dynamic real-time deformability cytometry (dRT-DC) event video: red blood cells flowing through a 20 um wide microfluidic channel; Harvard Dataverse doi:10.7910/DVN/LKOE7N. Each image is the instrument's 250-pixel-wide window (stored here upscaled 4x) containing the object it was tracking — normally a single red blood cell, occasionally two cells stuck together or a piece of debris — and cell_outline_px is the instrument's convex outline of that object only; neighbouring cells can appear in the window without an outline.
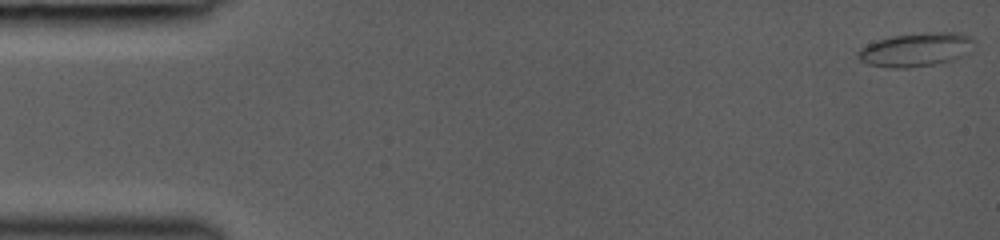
{"species": "common noctule bat (a hibernating species)", "species_latin": "Nyctalus noctula", "temperature_condition": "room temperature", "stored_images_in_passage": 13, "camera_frame_rate_fps": 3000, "um_per_image_px": 0.085, "animal": {"sex": "female", "body_mass_g": 19.0, "forearm_length_mm": 53.3}, "frame": {"image": 1, "passage_image": 1, "time_ms": 0.0, "image_size_px": [1000, 240], "cell_outline_px": [[976, 40], [968, 52], [964, 56], [952, 60], [932, 64], [908, 68], [888, 68], [868, 64], [860, 60], [856, 56], [856, 52], [860, 48], [868, 44], [892, 36], [924, 32], [960, 32], [972, 36]], "centroid_in_image_um": [77.88, 4.21], "position_along_channel_um": 7.1, "area_um2": 23.0}}
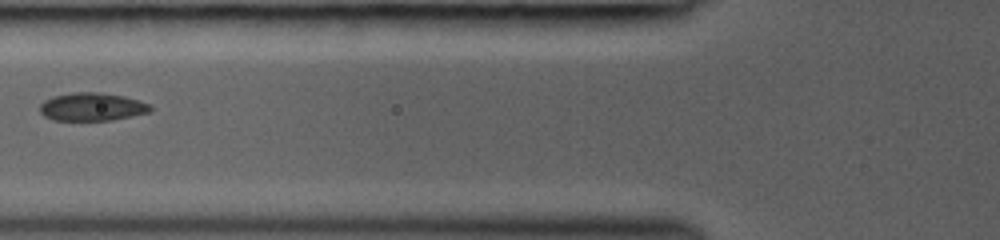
{"frame": {"image": 2, "passage_image": 11, "time_ms": 6.0, "image_size_px": [1000, 240], "cell_outline_px": [[152, 112], [112, 120], [52, 120], [44, 116], [40, 112], [40, 104], [44, 100], [52, 96], [72, 92], [100, 92], [124, 96], [140, 100], [152, 104]], "centroid_in_image_um": [7.85, 9.07], "position_along_channel_um": 118.0, "area_um2": 18.38}}
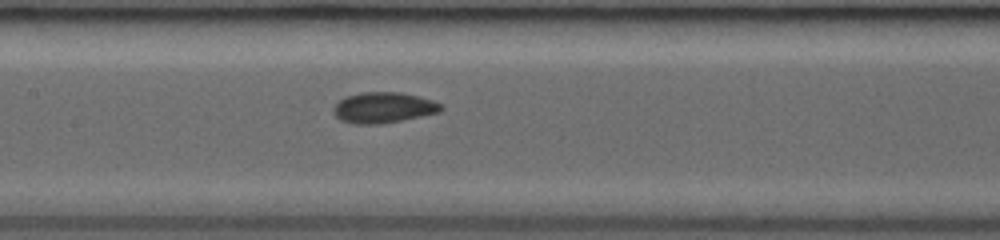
{"frame": {"image": 3, "passage_image": 13, "time_ms": 7.333, "image_size_px": [1000, 240], "cell_outline_px": [[444, 108], [440, 112], [380, 124], [356, 124], [340, 120], [332, 112], [332, 108], [344, 96], [360, 92], [400, 92], [432, 100], [440, 104]], "centroid_in_image_um": [32.55, 9.14], "position_along_channel_um": 174.9, "area_um2": 19.19}}